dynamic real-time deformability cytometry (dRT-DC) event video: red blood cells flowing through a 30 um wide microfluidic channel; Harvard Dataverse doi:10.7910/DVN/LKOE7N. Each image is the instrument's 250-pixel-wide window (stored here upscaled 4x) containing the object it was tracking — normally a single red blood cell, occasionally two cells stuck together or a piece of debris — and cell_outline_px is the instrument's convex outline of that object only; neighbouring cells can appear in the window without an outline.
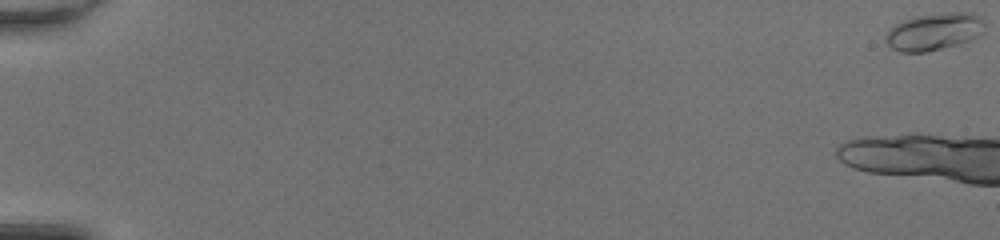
{"species": "common noctule bat (a hibernating species)", "species_latin": "Nyctalus noctula", "temperature_condition": "room temperature", "stored_images_in_passage": 7, "camera_frame_rate_fps": 3000, "um_per_image_px": 0.085, "animal": {"sex": "female", "body_mass_g": 20.0, "forearm_length_mm": 54.0}, "frame": {"image": 1, "passage_image": 1, "time_ms": 0.0, "image_size_px": [1000, 240], "cell_outline_px": [[984, 32], [980, 36], [960, 44], [928, 52], [900, 52], [892, 48], [884, 40], [884, 36], [888, 28], [912, 16], [940, 12], [972, 12], [980, 16], [984, 20]], "centroid_in_image_um": [79.41, 2.68], "position_along_channel_um": 5.6, "area_um2": 22.14}}